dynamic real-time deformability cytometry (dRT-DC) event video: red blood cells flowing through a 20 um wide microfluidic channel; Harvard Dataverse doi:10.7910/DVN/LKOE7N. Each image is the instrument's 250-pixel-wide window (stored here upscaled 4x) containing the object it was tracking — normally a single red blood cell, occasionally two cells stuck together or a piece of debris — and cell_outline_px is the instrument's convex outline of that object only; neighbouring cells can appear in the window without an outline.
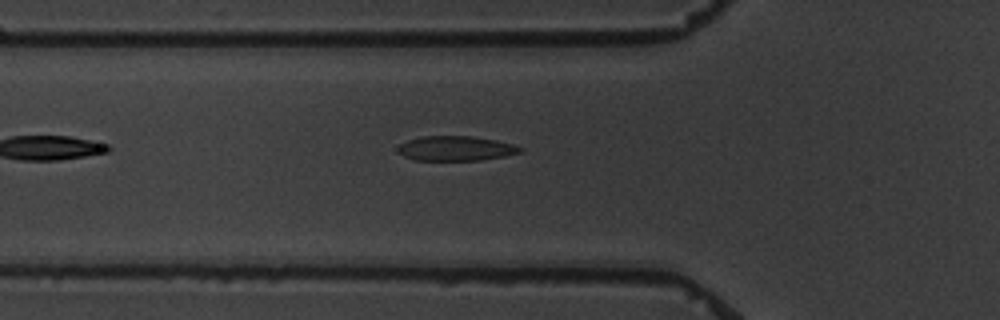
{"species": "common noctule bat (a hibernating species)", "species_latin": "Nyctalus noctula", "temperature_condition": "warm", "stored_images_in_passage": 2, "camera_frame_rate_fps": 3000, "um_per_image_px": 0.085, "animal": {"sex": "male", "body_mass_g": 19.5, "forearm_length_mm": 54.6}, "frame": {"image": 1, "passage_image": 2, "time_ms": 1.333, "image_size_px": [1000, 320], "cell_outline_px": [[524, 148], [520, 152], [504, 156], [480, 160], [416, 160], [404, 156], [400, 152], [400, 144], [408, 140], [420, 136], [472, 136], [496, 140], [512, 144]], "centroid_in_image_um": [38.76, 12.61], "position_along_channel_um": 87.0, "area_um2": 17.4}}